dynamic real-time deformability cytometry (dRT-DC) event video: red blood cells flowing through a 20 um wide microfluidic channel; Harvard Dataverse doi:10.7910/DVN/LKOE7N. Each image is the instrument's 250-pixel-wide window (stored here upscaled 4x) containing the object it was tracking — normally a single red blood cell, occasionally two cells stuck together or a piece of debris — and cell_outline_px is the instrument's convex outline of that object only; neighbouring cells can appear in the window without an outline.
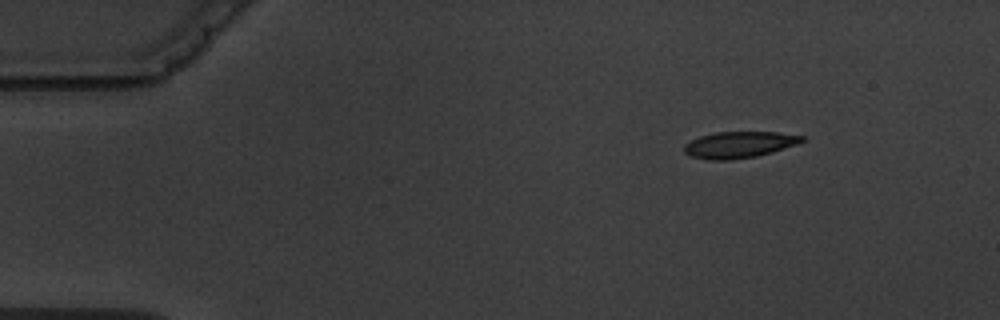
{"species": "common noctule bat (a hibernating species)", "species_latin": "Nyctalus noctula", "temperature_condition": "warm", "stored_images_in_passage": 3, "camera_frame_rate_fps": 3000, "um_per_image_px": 0.085, "animal": {"sex": "male", "body_mass_g": 19.5, "forearm_length_mm": 54.6}, "frame": {"image": 1, "passage_image": 1, "time_ms": 0.0, "image_size_px": [1000, 320], "cell_outline_px": [[808, 140], [772, 152], [756, 156], [732, 160], [708, 160], [692, 156], [684, 152], [684, 144], [700, 136], [716, 132], [776, 132], [808, 136]], "centroid_in_image_um": [62.87, 12.29], "position_along_channel_um": 22.1, "area_um2": 18.21}}